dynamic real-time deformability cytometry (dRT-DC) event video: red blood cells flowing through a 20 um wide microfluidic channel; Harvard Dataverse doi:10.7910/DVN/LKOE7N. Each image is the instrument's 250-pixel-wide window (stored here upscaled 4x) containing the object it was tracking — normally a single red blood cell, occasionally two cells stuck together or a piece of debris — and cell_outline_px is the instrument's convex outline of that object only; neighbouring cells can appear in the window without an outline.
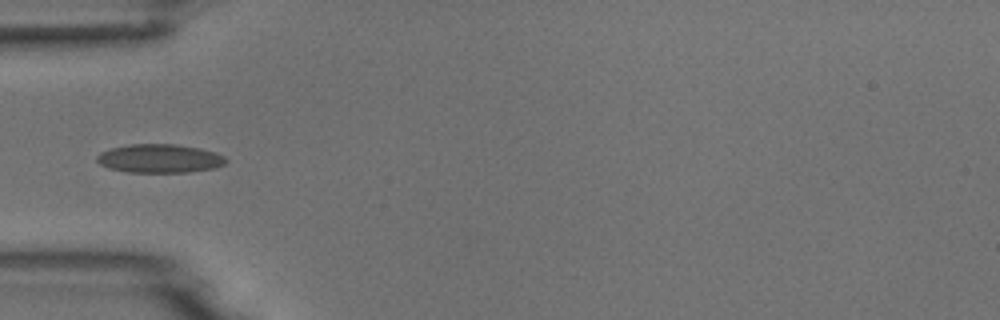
{"species": "common noctule bat (a hibernating species)", "species_latin": "Nyctalus noctula", "temperature_condition": "room temperature", "stored_images_in_passage": 3, "camera_frame_rate_fps": 3000, "um_per_image_px": 0.085, "animal": {"sex": "male", "body_mass_g": 18.8}, "frame": {"image": 1, "passage_image": 3, "time_ms": 2.333, "image_size_px": [1000, 320], "cell_outline_px": [[228, 160], [224, 164], [216, 168], [188, 172], [128, 172], [108, 168], [100, 164], [96, 160], [96, 156], [100, 152], [112, 148], [132, 144], [176, 144], [200, 148], [224, 156]], "centroid_in_image_um": [13.56, 13.47], "position_along_channel_um": 71.4, "area_um2": 21.5}}